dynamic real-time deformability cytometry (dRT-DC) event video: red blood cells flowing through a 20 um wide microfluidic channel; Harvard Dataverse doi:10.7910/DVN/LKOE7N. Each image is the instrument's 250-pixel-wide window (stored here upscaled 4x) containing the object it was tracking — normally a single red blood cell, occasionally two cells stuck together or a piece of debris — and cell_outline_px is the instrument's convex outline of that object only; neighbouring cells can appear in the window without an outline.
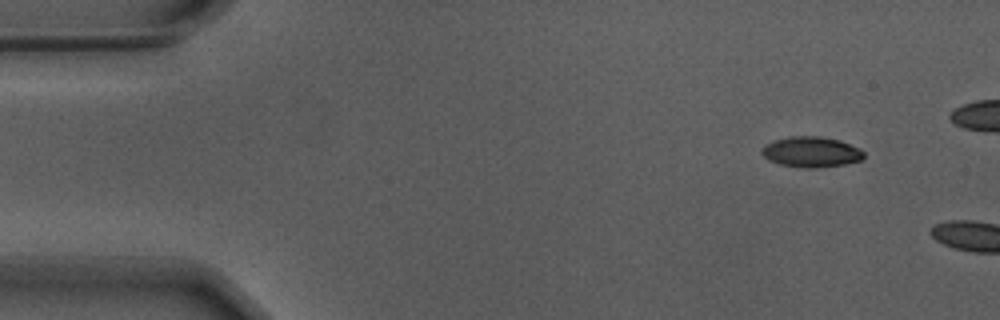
{"species": "Egyptian fruit bat (a non-hibernating species)", "species_latin": "Rousettus aegyptiacus", "temperature_condition": "warm", "stored_images_in_passage": 15, "camera_frame_rate_fps": 3000, "um_per_image_px": 0.085, "animal": {"sex": "male"}, "frame": {"image": 1, "passage_image": 3, "time_ms": 0.667, "image_size_px": [1000, 320], "cell_outline_px": [[864, 160], [844, 164], [812, 168], [804, 168], [780, 164], [764, 156], [760, 152], [764, 144], [776, 140], [792, 136], [820, 136], [840, 140], [860, 148], [864, 152]], "centroid_in_image_um": [68.99, 12.91], "position_along_channel_um": 16.0, "area_um2": 18.09}}